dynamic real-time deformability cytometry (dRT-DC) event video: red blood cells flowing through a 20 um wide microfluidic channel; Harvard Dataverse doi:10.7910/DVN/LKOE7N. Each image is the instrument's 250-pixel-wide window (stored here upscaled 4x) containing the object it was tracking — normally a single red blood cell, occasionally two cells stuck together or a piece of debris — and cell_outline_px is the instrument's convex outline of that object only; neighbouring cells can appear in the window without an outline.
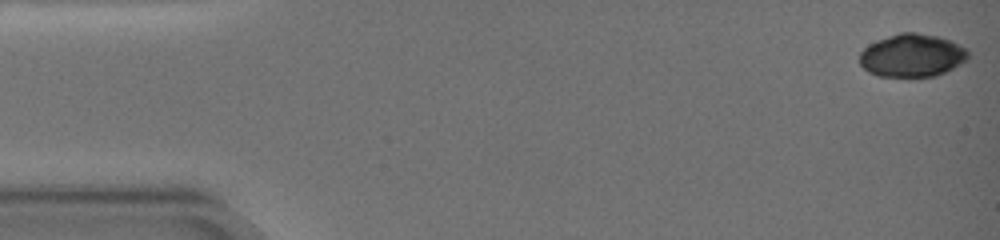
{"species": "common noctule bat (a hibernating species)", "species_latin": "Nyctalus noctula", "temperature_condition": "warm", "stored_images_in_passage": 63, "camera_frame_rate_fps": 3000, "um_per_image_px": 0.085, "animal": {"sex": "female", "body_mass_g": 19.0, "forearm_length_mm": 51.5}, "frame": {"image": 1, "passage_image": 1, "time_ms": 0.0, "image_size_px": [1000, 240], "cell_outline_px": [[968, 60], [936, 76], [880, 76], [868, 72], [860, 64], [860, 52], [868, 44], [888, 36], [900, 32], [916, 32], [936, 36], [952, 40], [968, 48]], "centroid_in_image_um": [77.55, 4.7], "position_along_channel_um": 7.5, "area_um2": 27.22}}
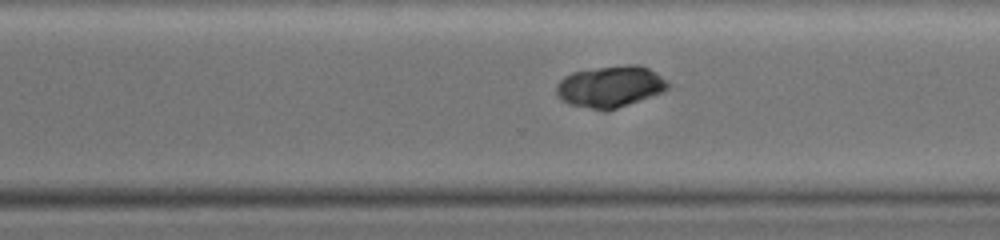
{"frame": {"image": 2, "passage_image": 45, "time_ms": 14.667, "image_size_px": [1000, 240], "cell_outline_px": [[672, 84], [664, 92], [608, 112], [604, 112], [568, 104], [560, 100], [556, 92], [556, 84], [564, 76], [572, 72], [624, 64], [640, 64], [656, 72]], "centroid_in_image_um": [51.89, 7.38], "position_along_channel_um": 318.7, "area_um2": 27.63}}
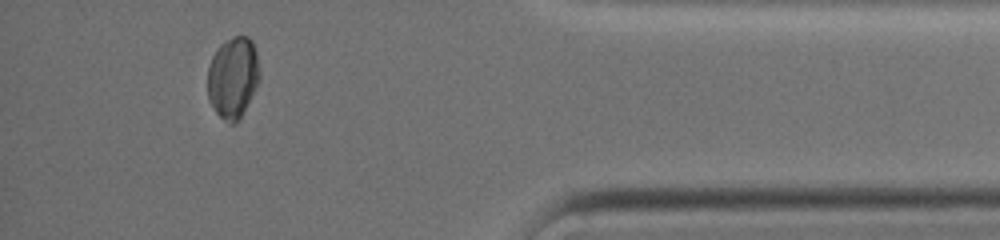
{"frame": {"image": 3, "passage_image": 57, "time_ms": 18.667, "image_size_px": [1000, 240], "cell_outline_px": [[260, 76], [256, 88], [236, 124], [228, 124], [216, 112], [208, 100], [208, 68], [212, 56], [220, 44], [232, 36], [248, 36], [252, 40], [256, 48], [260, 72]], "centroid_in_image_um": [19.81, 6.57], "position_along_channel_um": 415.4, "area_um2": 24.8}, "authors_computed_cell_mechanics": {"area_um2": 27.9174, "velocity_mm_per_s": 3.0803, "shape_relaxation_time_tau1_ms": 7.8822, "shape_relaxation_time_tau2_ms": 2.1143, "deformation_change_tau1": 0.262, "deformation_change_tau2": 0.0118}}